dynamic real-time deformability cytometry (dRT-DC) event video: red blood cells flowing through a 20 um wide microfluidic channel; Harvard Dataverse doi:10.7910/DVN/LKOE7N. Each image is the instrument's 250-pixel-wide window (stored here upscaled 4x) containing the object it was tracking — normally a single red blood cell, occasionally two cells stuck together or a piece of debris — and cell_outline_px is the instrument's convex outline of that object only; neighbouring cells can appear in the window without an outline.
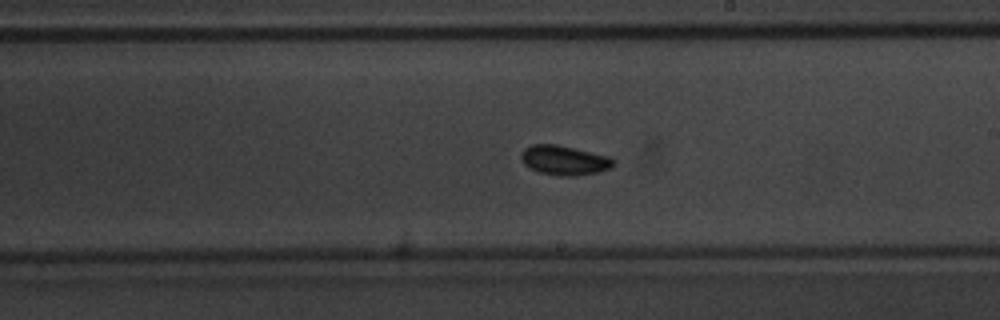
{"species": "common noctule bat (a hibernating species)", "species_latin": "Nyctalus noctula", "temperature_condition": "warm", "stored_images_in_passage": 52, "camera_frame_rate_fps": 3000, "um_per_image_px": 0.085, "animal": {"sex": "male", "body_mass_g": 20.1, "forearm_length_mm": 53.5}, "frame": {"image": 1, "passage_image": 30, "time_ms": 9.667, "image_size_px": [1000, 320], "cell_outline_px": [[612, 164], [608, 168], [596, 172], [576, 176], [560, 176], [536, 172], [528, 168], [524, 164], [520, 156], [520, 152], [524, 148], [532, 144], [556, 144], [608, 156], [612, 160]], "centroid_in_image_um": [47.85, 13.62], "position_along_channel_um": 241.1, "area_um2": 15.78}}
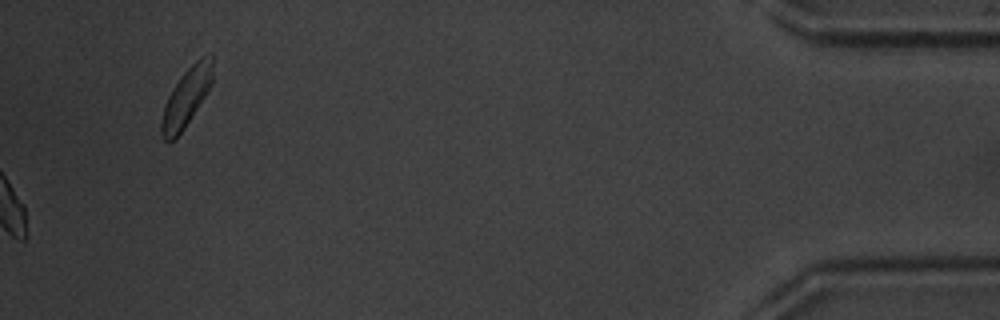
{"frame": {"image": 2, "passage_image": 52, "time_ms": 17.0, "image_size_px": [1000, 320], "cell_outline_px": [[212, 84], [184, 128], [172, 140], [164, 140], [160, 132], [160, 124], [164, 108], [168, 96], [172, 88], [180, 76], [200, 56], [212, 52]], "centroid_in_image_um": [15.84, 8.22], "position_along_channel_um": 419.4, "area_um2": 17.17}}